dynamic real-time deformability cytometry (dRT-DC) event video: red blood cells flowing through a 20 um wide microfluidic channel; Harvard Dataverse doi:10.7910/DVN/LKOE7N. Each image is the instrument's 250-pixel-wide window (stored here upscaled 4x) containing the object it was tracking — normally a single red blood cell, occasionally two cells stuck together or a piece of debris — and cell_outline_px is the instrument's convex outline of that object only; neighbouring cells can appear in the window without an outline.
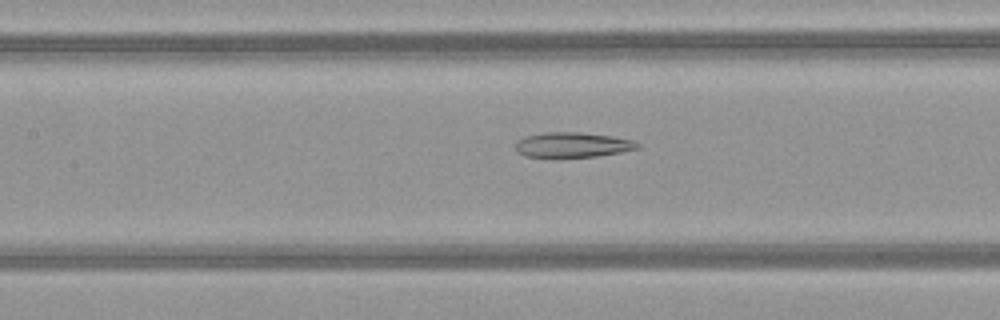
{"species": "common noctule bat (a hibernating species)", "species_latin": "Nyctalus noctula", "temperature_condition": "warm", "stored_images_in_passage": 36, "camera_frame_rate_fps": 3000, "um_per_image_px": 0.085, "animal": {"sex": "female", "body_mass_g": 21.9}, "frame": {"image": 1, "passage_image": 9, "time_ms": 2.667, "image_size_px": [1000, 320], "cell_outline_px": [[640, 148], [600, 156], [552, 160], [524, 156], [516, 152], [516, 140], [524, 136], [544, 132], [580, 132], [612, 136], [632, 140], [640, 144]], "centroid_in_image_um": [48.59, 12.36], "position_along_channel_um": 158.8, "area_um2": 18.79}}
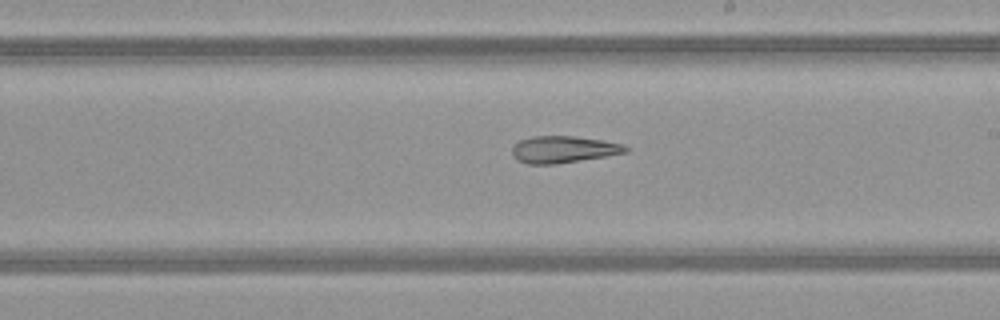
{"frame": {"image": 2, "passage_image": 15, "time_ms": 4.667, "image_size_px": [1000, 320], "cell_outline_px": [[632, 148], [628, 152], [556, 164], [528, 164], [516, 160], [512, 156], [512, 148], [520, 140], [532, 136], [572, 136], [600, 140], [624, 144]], "centroid_in_image_um": [47.89, 12.7], "position_along_channel_um": 241.1, "area_um2": 17.74}}
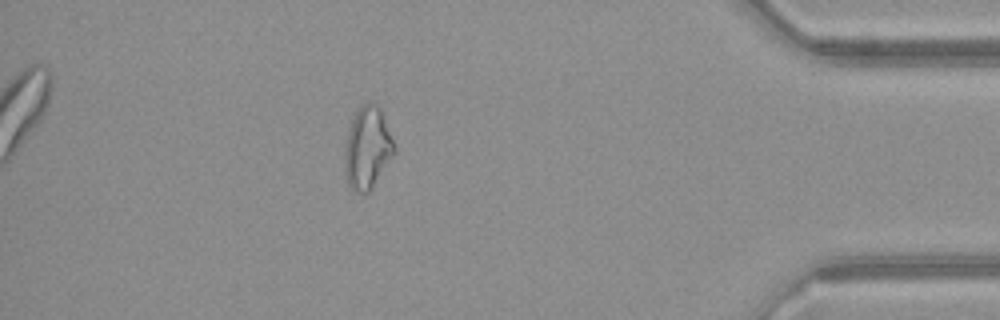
{"frame": {"image": 3, "passage_image": 30, "time_ms": 9.667, "image_size_px": [1000, 320], "cell_outline_px": [[396, 152], [372, 188], [368, 192], [356, 192], [348, 184], [344, 172], [344, 148], [348, 132], [352, 120], [356, 112], [364, 104], [376, 104], [380, 108], [396, 148]], "centroid_in_image_um": [31.23, 12.62], "position_along_channel_um": 404.0, "area_um2": 23.47}, "authors_computed_cell_mechanics": {"area_um2": 18.8428, "velocity_mm_per_s": 4.1204, "shape_relaxation_time_tau1_ms": null, "shape_relaxation_time_tau2_ms": 8.864, "deformation_change_tau1": null, "deformation_change_tau2": 0.2604}}